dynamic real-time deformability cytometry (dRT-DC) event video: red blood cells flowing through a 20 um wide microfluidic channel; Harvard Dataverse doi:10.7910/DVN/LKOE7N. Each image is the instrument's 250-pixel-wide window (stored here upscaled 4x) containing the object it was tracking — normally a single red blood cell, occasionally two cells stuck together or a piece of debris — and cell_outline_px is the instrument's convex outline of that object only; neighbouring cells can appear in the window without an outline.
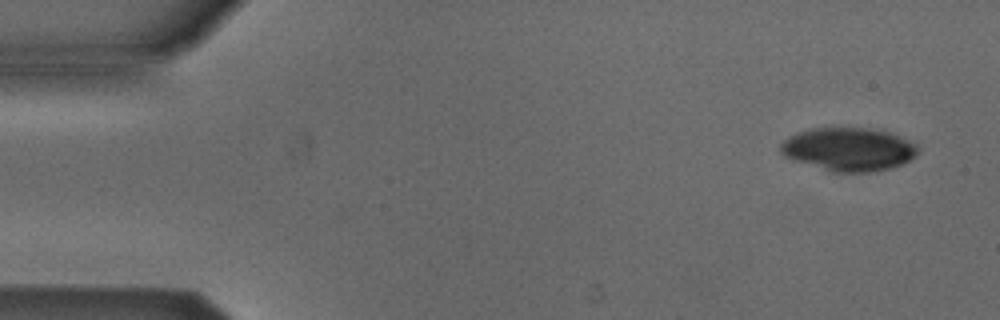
{"species": "Egyptian fruit bat (a non-hibernating species)", "species_latin": "Rousettus aegyptiacus", "temperature_condition": "cold", "stored_images_in_passage": 3, "camera_frame_rate_fps": 3000, "um_per_image_px": 0.085, "animal": {"sex": "male"}, "frame": {"image": 1, "passage_image": 3, "time_ms": 0.667, "image_size_px": [1000, 320], "cell_outline_px": [[920, 152], [916, 156], [904, 164], [892, 168], [876, 172], [832, 172], [792, 160], [784, 156], [780, 152], [780, 144], [788, 136], [796, 132], [812, 128], [864, 128], [888, 132], [916, 144], [920, 148]], "centroid_in_image_um": [72.13, 12.71], "position_along_channel_um": 12.9, "area_um2": 34.97}}